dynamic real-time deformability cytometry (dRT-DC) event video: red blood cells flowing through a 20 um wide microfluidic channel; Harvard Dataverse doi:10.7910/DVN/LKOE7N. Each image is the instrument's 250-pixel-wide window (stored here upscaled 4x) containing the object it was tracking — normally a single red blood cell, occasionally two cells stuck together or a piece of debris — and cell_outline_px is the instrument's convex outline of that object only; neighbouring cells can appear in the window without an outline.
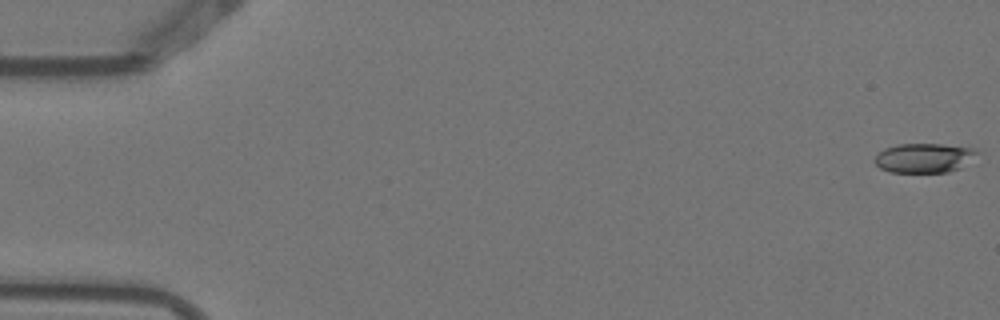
{"species": "Egyptian fruit bat (a non-hibernating species)", "species_latin": "Rousettus aegyptiacus", "temperature_condition": "warm", "stored_images_in_passage": 4, "camera_frame_rate_fps": 3000, "um_per_image_px": 0.085, "animal": {"sex": "female"}, "frame": {"image": 1, "passage_image": 1, "time_ms": 0.0, "image_size_px": [1000, 320], "cell_outline_px": [[980, 152], [960, 168], [948, 172], [888, 172], [880, 168], [872, 160], [884, 148], [900, 144], [940, 144], [972, 148]], "centroid_in_image_um": [78.52, 13.43], "position_along_channel_um": 6.5, "area_um2": 17.46}}